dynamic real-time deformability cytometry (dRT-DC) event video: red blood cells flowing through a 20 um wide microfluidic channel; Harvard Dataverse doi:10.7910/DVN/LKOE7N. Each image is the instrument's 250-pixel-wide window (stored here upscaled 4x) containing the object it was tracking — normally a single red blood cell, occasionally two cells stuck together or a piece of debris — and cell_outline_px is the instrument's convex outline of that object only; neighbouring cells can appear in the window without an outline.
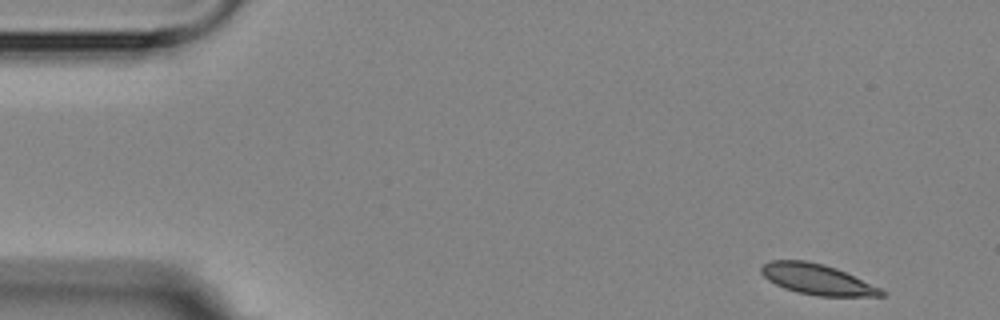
{"species": "Egyptian fruit bat (a non-hibernating species)", "species_latin": "Rousettus aegyptiacus", "temperature_condition": "room temperature", "stored_images_in_passage": 5, "segment_of_instrument_passage": [1, 2], "camera_frame_rate_fps": 3000, "um_per_image_px": 0.085, "animal": {"sex": "female"}, "frame": {"image": 1, "passage_image": 1, "time_ms": 0.0, "image_size_px": [1000, 320], "cell_outline_px": [[884, 296], [816, 296], [796, 292], [784, 288], [768, 280], [760, 272], [760, 268], [764, 264], [772, 260], [804, 260], [824, 264], [836, 268], [880, 288], [884, 292]], "centroid_in_image_um": [69.42, 23.74], "position_along_channel_um": 15.6, "area_um2": 21.21}}
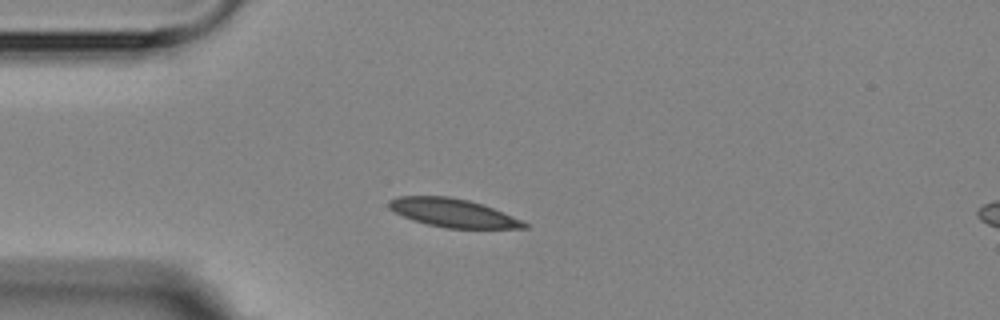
{"frame": {"image": 2, "passage_image": 4, "time_ms": 3.333, "image_size_px": [1000, 320], "cell_outline_px": [[528, 228], [444, 228], [412, 220], [388, 208], [388, 200], [400, 196], [448, 196], [468, 200], [492, 208], [512, 216], [528, 224]], "centroid_in_image_um": [38.46, 18.09], "position_along_channel_um": 46.5, "area_um2": 22.08}}